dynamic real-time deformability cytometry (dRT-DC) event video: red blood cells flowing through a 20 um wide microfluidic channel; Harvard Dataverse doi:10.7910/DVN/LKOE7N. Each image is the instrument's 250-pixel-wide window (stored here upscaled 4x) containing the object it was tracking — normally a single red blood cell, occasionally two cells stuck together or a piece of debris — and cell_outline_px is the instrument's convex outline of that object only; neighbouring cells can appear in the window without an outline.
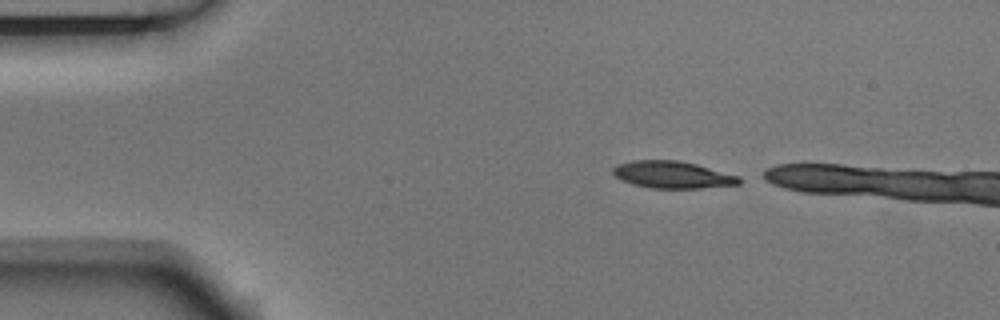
{"species": "Egyptian fruit bat (a non-hibernating species)", "species_latin": "Rousettus aegyptiacus", "temperature_condition": "room temperature", "stored_images_in_passage": 5, "camera_frame_rate_fps": 3000, "um_per_image_px": 0.085, "animal": {"sex": "male"}, "frame": {"image": 1, "passage_image": 1, "time_ms": 0.0, "image_size_px": [1000, 320], "cell_outline_px": [[740, 184], [700, 188], [652, 188], [632, 184], [620, 180], [612, 172], [612, 168], [616, 164], [632, 160], [680, 160], [696, 164], [740, 176]], "centroid_in_image_um": [57.13, 14.84], "position_along_channel_um": 27.9, "area_um2": 20.0}}